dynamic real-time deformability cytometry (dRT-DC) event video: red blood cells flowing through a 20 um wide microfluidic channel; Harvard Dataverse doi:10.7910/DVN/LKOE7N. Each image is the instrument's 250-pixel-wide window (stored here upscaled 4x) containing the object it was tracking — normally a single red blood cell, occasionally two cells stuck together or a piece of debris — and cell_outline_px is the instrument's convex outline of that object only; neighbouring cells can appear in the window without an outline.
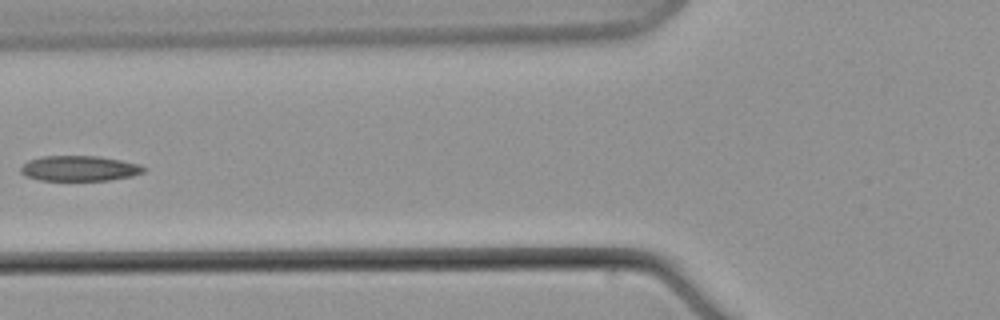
{"species": "common noctule bat (a hibernating species)", "species_latin": "Nyctalus noctula", "temperature_condition": "warm", "stored_images_in_passage": 11, "camera_frame_rate_fps": 3000, "um_per_image_px": 0.085, "animal": {"sex": "male", "body_mass_g": 21.5, "forearm_length_mm": 52.0}, "frame": {"image": 1, "passage_image": 7, "time_ms": 8.667, "image_size_px": [1000, 320], "cell_outline_px": [[148, 168], [144, 172], [132, 176], [108, 180], [40, 180], [24, 176], [20, 172], [20, 168], [28, 160], [40, 156], [100, 156], [140, 164]], "centroid_in_image_um": [6.75, 14.31], "position_along_channel_um": 119.1, "area_um2": 18.26}}
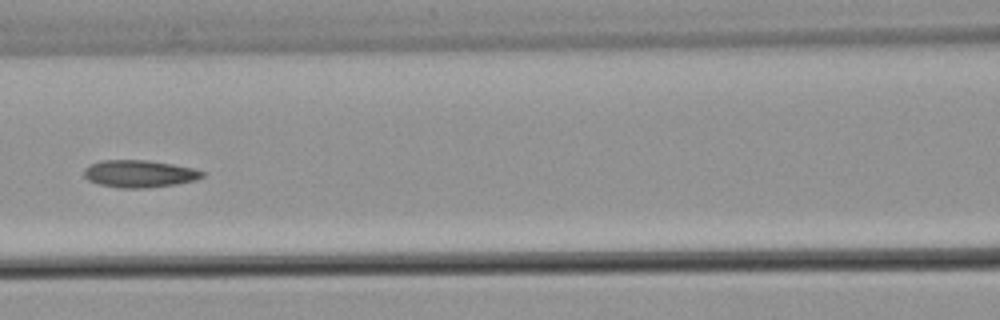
{"frame": {"image": 2, "passage_image": 8, "time_ms": 10.0, "image_size_px": [1000, 320], "cell_outline_px": [[204, 176], [196, 180], [176, 184], [144, 188], [120, 188], [100, 184], [88, 180], [84, 176], [84, 168], [100, 160], [148, 160], [172, 164], [192, 168], [204, 172]], "centroid_in_image_um": [11.84, 14.76], "position_along_channel_um": 154.8, "area_um2": 18.73}}